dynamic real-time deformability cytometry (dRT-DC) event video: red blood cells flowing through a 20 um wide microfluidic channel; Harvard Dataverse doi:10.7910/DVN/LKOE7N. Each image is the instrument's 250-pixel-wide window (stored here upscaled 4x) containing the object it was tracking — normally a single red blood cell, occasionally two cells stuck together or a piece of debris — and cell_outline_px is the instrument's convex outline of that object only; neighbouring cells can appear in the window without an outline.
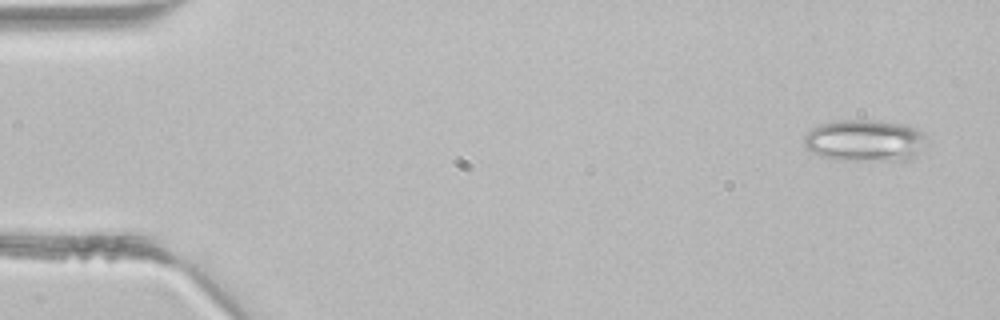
{"species": "common noctule bat (a hibernating species)", "species_latin": "Nyctalus noctula", "temperature_condition": "room temperature", "stored_images_in_passage": 5, "camera_frame_rate_fps": 3000, "um_per_image_px": 0.085, "animal": {"sex": "male", "body_mass_g": 21.5, "forearm_length_mm": 52.0}, "frame": {"image": 1, "passage_image": 1, "time_ms": 0.0, "image_size_px": [1000, 320], "cell_outline_px": [[928, 136], [912, 160], [840, 160], [820, 156], [804, 148], [804, 136], [812, 128], [820, 124], [832, 120], [868, 120], [904, 124], [916, 128], [924, 132]], "centroid_in_image_um": [73.49, 11.94], "position_along_channel_um": 11.5, "area_um2": 30.0}}